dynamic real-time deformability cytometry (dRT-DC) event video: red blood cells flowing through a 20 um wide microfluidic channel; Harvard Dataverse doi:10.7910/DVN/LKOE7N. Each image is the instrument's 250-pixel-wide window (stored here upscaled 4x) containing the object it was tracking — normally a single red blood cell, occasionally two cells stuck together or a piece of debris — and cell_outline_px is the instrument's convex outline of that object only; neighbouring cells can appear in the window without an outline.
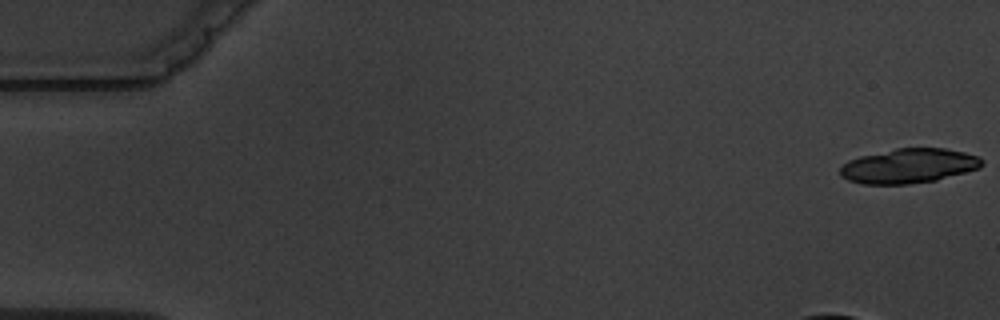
{"species": "common noctule bat (a hibernating species)", "species_latin": "Nyctalus noctula", "temperature_condition": "warm", "stored_images_in_passage": 15, "camera_frame_rate_fps": 3000, "um_per_image_px": 0.085, "animal": {"sex": "male", "body_mass_g": 19.5, "forearm_length_mm": 54.6}, "frame": {"image": 1, "passage_image": 1, "time_ms": 0.0, "image_size_px": [1000, 320], "cell_outline_px": [[984, 164], [980, 168], [936, 180], [908, 184], [864, 184], [848, 180], [840, 176], [840, 168], [848, 160], [860, 156], [896, 148], [944, 148], [964, 152], [980, 156], [984, 160]], "centroid_in_image_um": [77.27, 14.1], "position_along_channel_um": 7.7, "area_um2": 28.67}, "authors_computed_cell_mechanics": {"area_um2": 18.496, "velocity_mm_per_s": 3.5904, "shape_relaxation_time_tau1_ms": 2.8853, "shape_relaxation_time_tau2_ms": 2.0912, "deformation_change_tau1": 0.1387, "deformation_change_tau2": 0.0501}}